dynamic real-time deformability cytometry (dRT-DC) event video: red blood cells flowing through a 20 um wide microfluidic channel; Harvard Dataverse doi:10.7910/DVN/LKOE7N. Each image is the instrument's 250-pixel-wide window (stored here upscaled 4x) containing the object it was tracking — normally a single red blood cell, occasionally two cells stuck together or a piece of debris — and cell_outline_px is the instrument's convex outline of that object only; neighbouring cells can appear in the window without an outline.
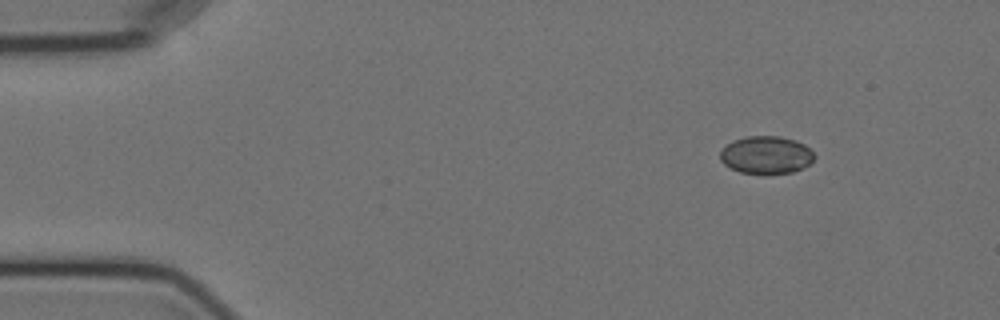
{"species": "Egyptian fruit bat (a non-hibernating species)", "species_latin": "Rousettus aegyptiacus", "temperature_condition": "cold", "stored_images_in_passage": 6, "camera_frame_rate_fps": 3000, "um_per_image_px": 0.085, "animal": {"sex": "female"}, "frame": {"image": 1, "passage_image": 1, "time_ms": 0.0, "image_size_px": [1000, 320], "cell_outline_px": [[816, 156], [808, 164], [792, 172], [768, 176], [740, 172], [724, 164], [720, 160], [720, 152], [732, 140], [748, 136], [780, 136], [796, 140], [804, 144]], "centroid_in_image_um": [65.12, 13.19], "position_along_channel_um": 19.9, "area_um2": 20.92}}
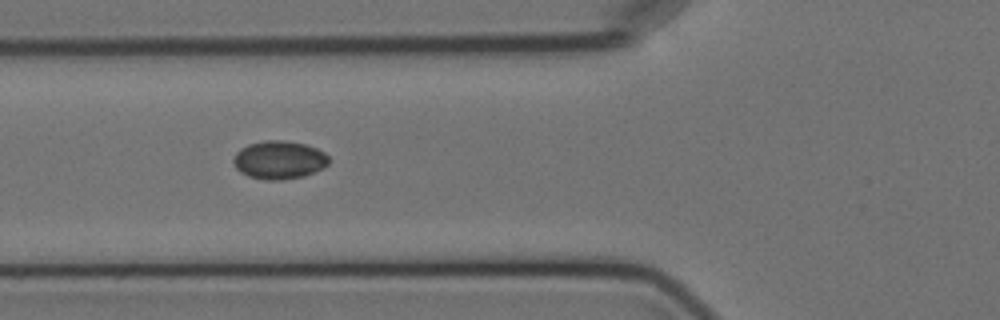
{"frame": {"image": 2, "passage_image": 5, "time_ms": 4.667, "image_size_px": [1000, 320], "cell_outline_px": [[328, 164], [324, 168], [304, 176], [280, 180], [264, 180], [248, 176], [240, 172], [236, 168], [232, 160], [236, 152], [240, 148], [248, 144], [264, 140], [284, 140], [304, 144], [316, 148], [324, 152], [328, 156]], "centroid_in_image_um": [23.71, 13.59], "position_along_channel_um": 102.1, "area_um2": 21.39}}
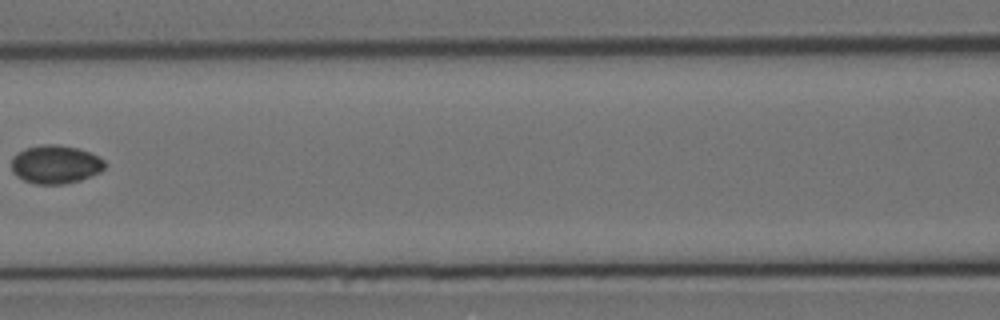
{"frame": {"image": 3, "passage_image": 6, "time_ms": 6.333, "image_size_px": [1000, 320], "cell_outline_px": [[104, 168], [100, 172], [80, 180], [64, 184], [36, 184], [24, 180], [16, 176], [12, 172], [12, 156], [24, 148], [44, 144], [56, 144], [76, 148], [88, 152], [104, 160]], "centroid_in_image_um": [4.67, 13.97], "position_along_channel_um": 161.9, "area_um2": 20.81}}